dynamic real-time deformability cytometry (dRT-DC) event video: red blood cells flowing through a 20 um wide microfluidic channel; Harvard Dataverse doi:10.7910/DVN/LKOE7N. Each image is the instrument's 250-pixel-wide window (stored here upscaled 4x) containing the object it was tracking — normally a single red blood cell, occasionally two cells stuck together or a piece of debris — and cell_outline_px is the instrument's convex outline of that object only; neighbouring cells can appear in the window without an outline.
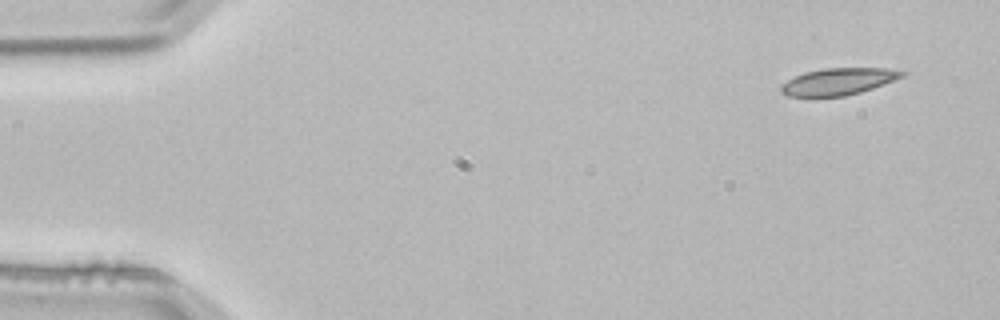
{"species": "common noctule bat (a hibernating species)", "species_latin": "Nyctalus noctula", "temperature_condition": "room temperature", "stored_images_in_passage": 3, "camera_frame_rate_fps": 3000, "um_per_image_px": 0.085, "animal": {"sex": "male", "body_mass_g": 21.5, "forearm_length_mm": 52.0}, "frame": {"image": 1, "passage_image": 1, "time_ms": 0.0, "image_size_px": [1000, 320], "cell_outline_px": [[908, 72], [904, 76], [872, 88], [860, 92], [844, 96], [788, 96], [780, 92], [780, 88], [788, 80], [804, 72], [824, 68], [884, 68]], "centroid_in_image_um": [71.26, 6.92], "position_along_channel_um": 13.7, "area_um2": 18.67}}
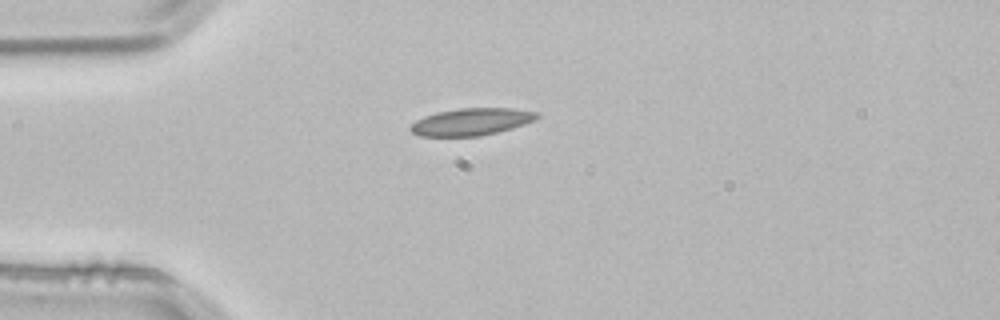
{"frame": {"image": 2, "passage_image": 3, "time_ms": 0.667, "image_size_px": [1000, 320], "cell_outline_px": [[540, 116], [536, 120], [512, 128], [480, 136], [420, 136], [412, 132], [408, 128], [416, 120], [424, 116], [436, 112], [460, 108], [512, 108], [540, 112]], "centroid_in_image_um": [40.09, 10.34], "position_along_channel_um": 44.9, "area_um2": 20.11}}